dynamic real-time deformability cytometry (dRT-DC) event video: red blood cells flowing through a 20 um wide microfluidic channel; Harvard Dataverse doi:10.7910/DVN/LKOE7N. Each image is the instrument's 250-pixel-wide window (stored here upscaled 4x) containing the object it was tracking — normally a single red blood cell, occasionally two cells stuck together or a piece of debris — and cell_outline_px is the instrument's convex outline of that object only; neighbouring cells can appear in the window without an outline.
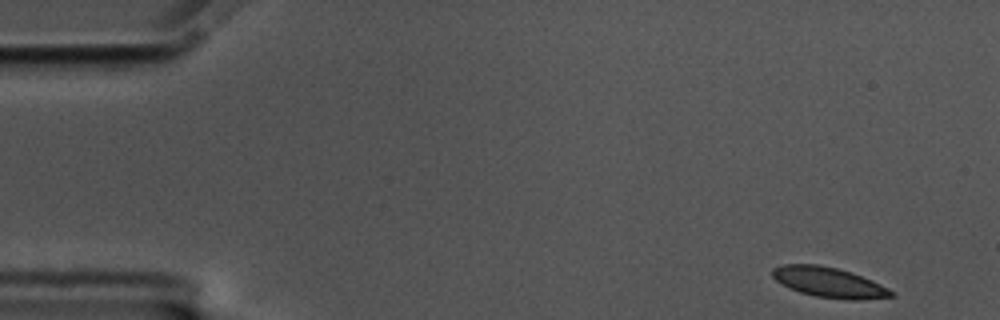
{"species": "common noctule bat (a hibernating species)", "species_latin": "Nyctalus noctula", "temperature_condition": "cold", "stored_images_in_passage": 55, "camera_frame_rate_fps": 3000, "um_per_image_px": 0.085, "animal": {"sex": "male", "body_mass_g": 17.5, "forearm_length_mm": 52.3}, "frame": {"image": 1, "passage_image": 1, "time_ms": 0.0, "image_size_px": [1000, 320], "cell_outline_px": [[896, 296], [860, 300], [852, 300], [816, 296], [800, 292], [776, 280], [772, 276], [772, 268], [784, 264], [816, 264], [836, 268], [852, 272], [872, 280], [888, 288]], "centroid_in_image_um": [70.48, 23.99], "position_along_channel_um": 14.5, "area_um2": 20.63}}
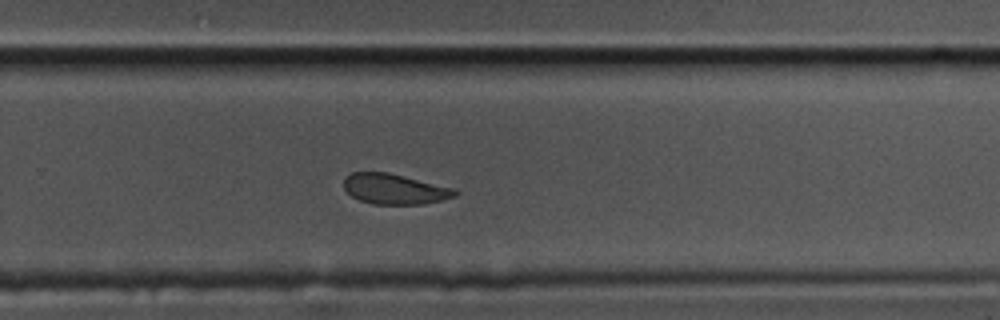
{"frame": {"image": 2, "passage_image": 35, "time_ms": 11.333, "image_size_px": [1000, 320], "cell_outline_px": [[456, 196], [424, 204], [372, 204], [360, 200], [352, 196], [344, 188], [344, 176], [352, 172], [388, 172], [456, 188]], "centroid_in_image_um": [33.53, 16.06], "position_along_channel_um": 296.3, "area_um2": 19.71}}
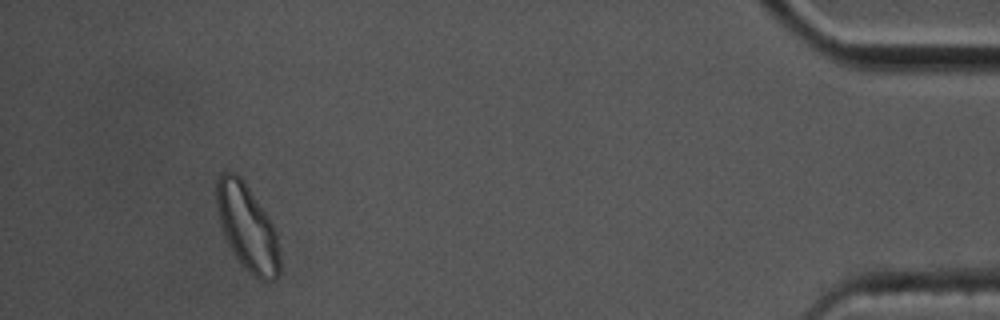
{"frame": {"image": 3, "passage_image": 51, "time_ms": 16.667, "image_size_px": [1000, 320], "cell_outline_px": [[280, 276], [272, 280], [260, 280], [236, 256], [224, 236], [220, 224], [216, 204], [216, 184], [220, 172], [232, 172], [240, 176], [244, 180], [272, 224], [276, 232], [280, 260]], "centroid_in_image_um": [21.01, 19.29], "position_along_channel_um": 414.2, "area_um2": 31.15}, "authors_computed_cell_mechanics": {"area_um2": 21.5016, "velocity_mm_per_s": 3.4439, "shape_relaxation_time_tau1_ms": 3.8585, "shape_relaxation_time_tau2_ms": 1.3613, "deformation_change_tau1": 0.0898, "deformation_change_tau2": 0.048}}